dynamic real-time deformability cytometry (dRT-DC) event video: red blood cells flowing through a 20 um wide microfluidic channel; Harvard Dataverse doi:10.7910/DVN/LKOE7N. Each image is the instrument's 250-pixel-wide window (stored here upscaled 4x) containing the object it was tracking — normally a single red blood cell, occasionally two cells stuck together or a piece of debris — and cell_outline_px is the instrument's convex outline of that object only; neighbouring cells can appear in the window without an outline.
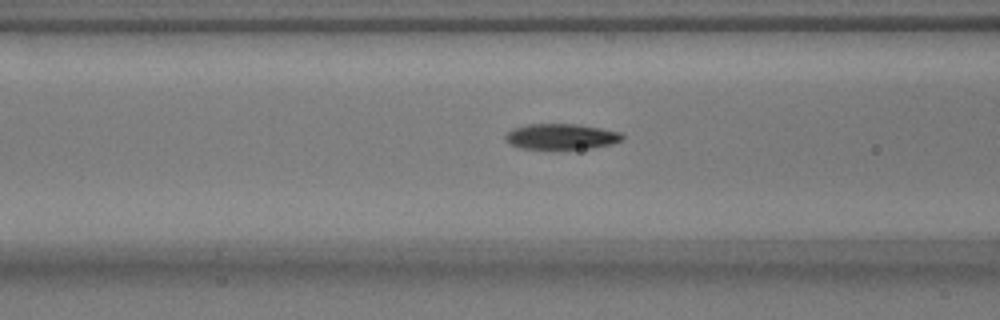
{"species": "common noctule bat (a hibernating species)", "species_latin": "Nyctalus noctula", "temperature_condition": "warm", "stored_images_in_passage": 27, "camera_frame_rate_fps": 3000, "um_per_image_px": 0.085, "animal": {"sex": "male", "body_mass_g": 17.9}, "frame": {"image": 1, "passage_image": 5, "time_ms": 1.333, "image_size_px": [1000, 320], "cell_outline_px": [[624, 140], [612, 144], [592, 148], [520, 148], [504, 140], [504, 136], [512, 128], [528, 124], [576, 124], [600, 128], [620, 132], [624, 136]], "centroid_in_image_um": [47.72, 11.6], "position_along_channel_um": 118.9, "area_um2": 17.34}}
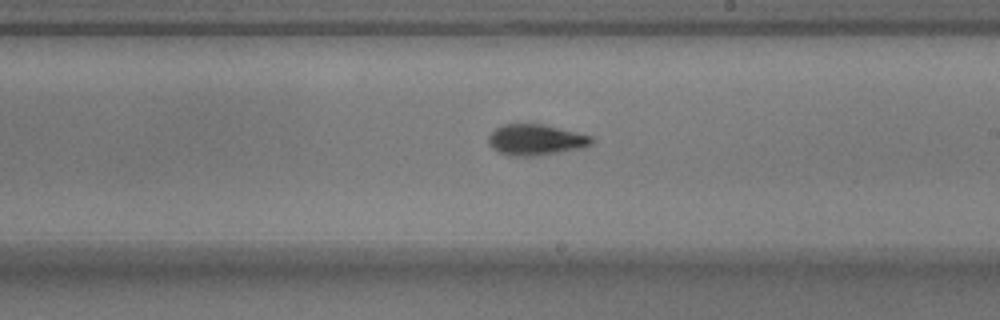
{"frame": {"image": 2, "passage_image": 15, "time_ms": 4.667, "image_size_px": [1000, 320], "cell_outline_px": [[596, 140], [592, 144], [580, 148], [532, 156], [512, 156], [500, 152], [492, 148], [488, 144], [488, 136], [496, 128], [504, 124], [544, 124], [592, 136]], "centroid_in_image_um": [45.54, 11.87], "position_along_channel_um": 243.5, "area_um2": 18.44}}
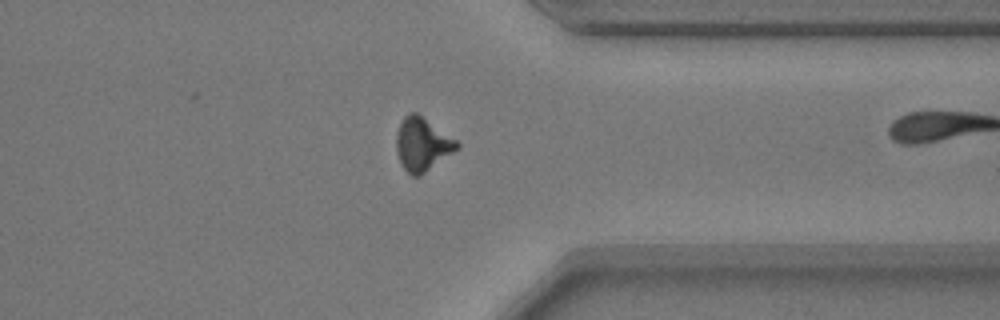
{"frame": {"image": 3, "passage_image": 26, "time_ms": 8.333, "image_size_px": [1000, 320], "cell_outline_px": [[460, 148], [420, 176], [412, 176], [400, 164], [396, 152], [396, 132], [404, 116], [408, 112], [416, 112], [456, 140], [460, 144]], "centroid_in_image_um": [35.88, 12.27], "position_along_channel_um": 375.5, "area_um2": 18.84}}